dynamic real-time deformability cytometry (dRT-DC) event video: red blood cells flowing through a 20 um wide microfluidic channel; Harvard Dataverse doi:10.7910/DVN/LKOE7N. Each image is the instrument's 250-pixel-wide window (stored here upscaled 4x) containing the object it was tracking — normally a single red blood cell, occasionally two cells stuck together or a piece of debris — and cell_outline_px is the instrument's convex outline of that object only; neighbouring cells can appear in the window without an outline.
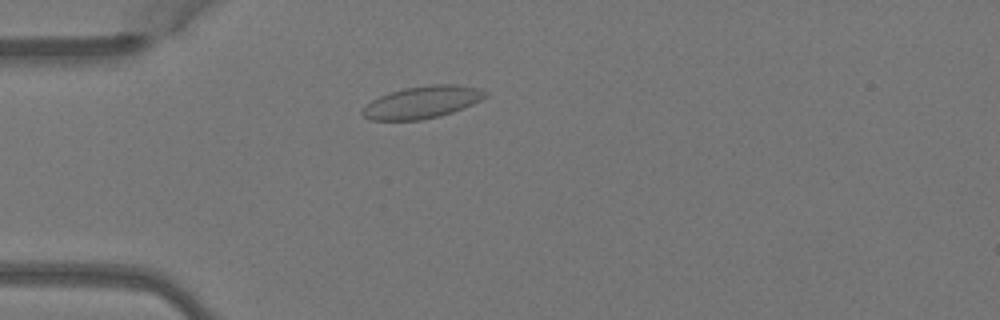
{"species": "Egyptian fruit bat (a non-hibernating species)", "species_latin": "Rousettus aegyptiacus", "temperature_condition": "warm", "stored_images_in_passage": 3, "camera_frame_rate_fps": 3000, "um_per_image_px": 0.085, "animal": {"sex": "female"}, "frame": {"image": 1, "passage_image": 3, "time_ms": 0.667, "image_size_px": [1000, 320], "cell_outline_px": [[488, 96], [472, 104], [452, 112], [440, 116], [420, 120], [372, 120], [364, 116], [360, 112], [372, 100], [380, 96], [404, 88], [432, 84], [456, 84], [480, 88], [488, 92]], "centroid_in_image_um": [35.92, 8.68], "position_along_channel_um": 49.1, "area_um2": 22.95}}